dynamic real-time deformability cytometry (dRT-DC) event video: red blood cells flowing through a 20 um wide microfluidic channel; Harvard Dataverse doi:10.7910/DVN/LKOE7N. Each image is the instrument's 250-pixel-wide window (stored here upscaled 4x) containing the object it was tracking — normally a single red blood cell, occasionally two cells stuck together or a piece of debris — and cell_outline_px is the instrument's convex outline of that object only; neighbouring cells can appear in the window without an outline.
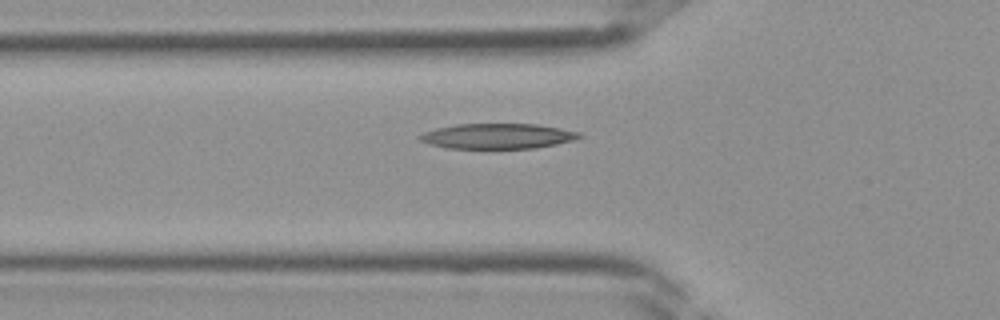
{"species": "Egyptian fruit bat (a non-hibernating species)", "species_latin": "Rousettus aegyptiacus", "temperature_condition": "room temperature", "stored_images_in_passage": 27, "camera_frame_rate_fps": 3000, "um_per_image_px": 0.085, "frame": {"image": 1, "passage_image": 2, "time_ms": 0.333, "image_size_px": [1000, 320], "cell_outline_px": [[584, 136], [572, 140], [556, 144], [536, 148], [448, 148], [428, 144], [420, 140], [420, 136], [424, 132], [436, 128], [456, 124], [536, 124], [560, 128], [580, 132]], "centroid_in_image_um": [42.31, 11.57], "position_along_channel_um": 83.5, "area_um2": 23.35}}
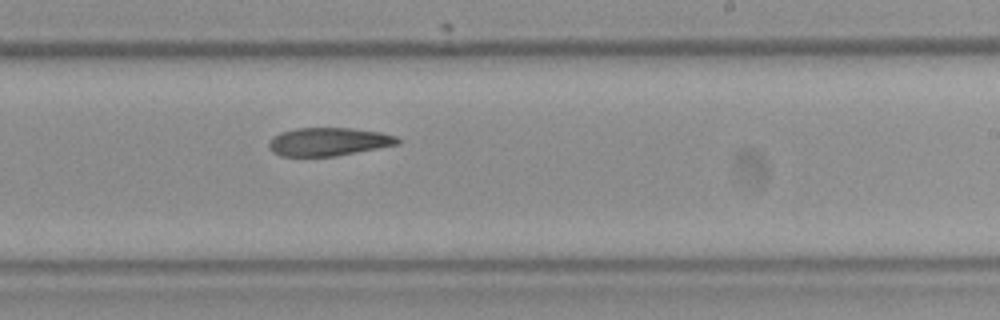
{"frame": {"image": 2, "passage_image": 12, "time_ms": 3.667, "image_size_px": [1000, 320], "cell_outline_px": [[400, 144], [336, 156], [280, 156], [272, 152], [268, 148], [268, 144], [280, 132], [296, 128], [352, 128], [380, 132], [396, 136], [400, 140]], "centroid_in_image_um": [27.94, 12.05], "position_along_channel_um": 261.1, "area_um2": 21.15}}
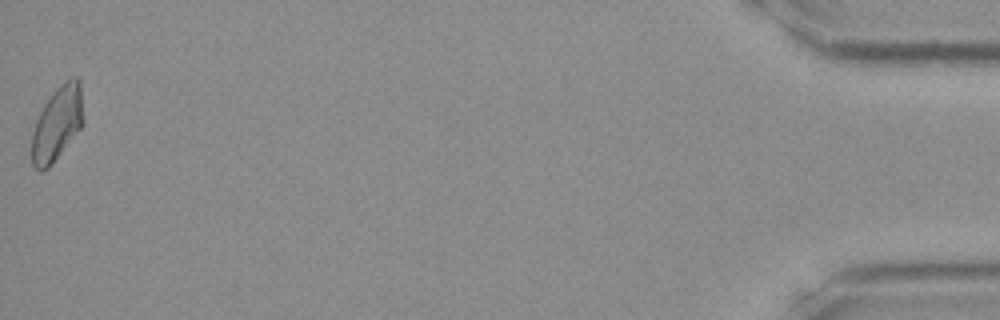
{"frame": {"image": 3, "passage_image": 27, "time_ms": 8.667, "image_size_px": [1000, 320], "cell_outline_px": [[84, 124], [48, 168], [40, 172], [32, 164], [32, 132], [36, 120], [44, 104], [52, 92], [60, 84], [72, 76], [76, 76], [80, 80], [84, 120]], "centroid_in_image_um": [4.88, 10.47], "position_along_channel_um": 430.3, "area_um2": 22.37}}